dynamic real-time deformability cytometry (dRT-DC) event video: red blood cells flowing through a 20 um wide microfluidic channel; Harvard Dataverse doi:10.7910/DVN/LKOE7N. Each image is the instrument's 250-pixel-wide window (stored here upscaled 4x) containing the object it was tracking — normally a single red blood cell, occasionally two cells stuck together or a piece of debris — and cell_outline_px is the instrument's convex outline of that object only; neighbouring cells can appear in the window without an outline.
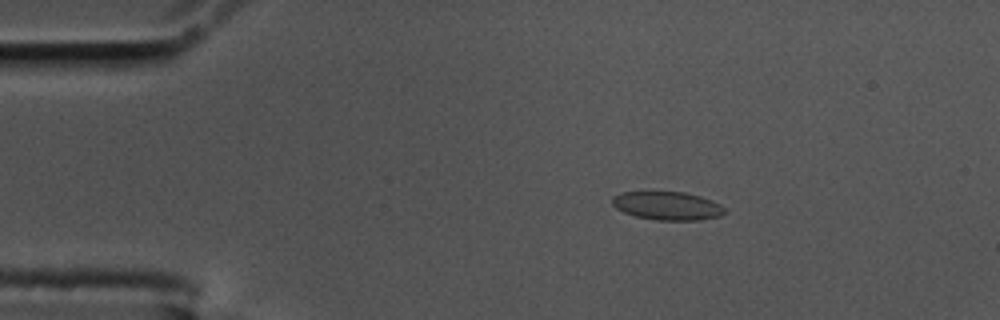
{"species": "common noctule bat (a hibernating species)", "species_latin": "Nyctalus noctula", "temperature_condition": "cold", "stored_images_in_passage": 11, "camera_frame_rate_fps": 3000, "um_per_image_px": 0.085, "animal": {"sex": "male", "body_mass_g": 17.5, "forearm_length_mm": 52.3}, "frame": {"image": 1, "passage_image": 1, "time_ms": 0.0, "image_size_px": [1000, 320], "cell_outline_px": [[724, 212], [720, 216], [700, 220], [656, 220], [636, 216], [624, 212], [616, 208], [612, 204], [612, 196], [624, 192], [684, 192], [700, 196], [712, 200], [720, 204], [724, 208]], "centroid_in_image_um": [56.72, 17.49], "position_along_channel_um": 28.3, "area_um2": 18.5}}
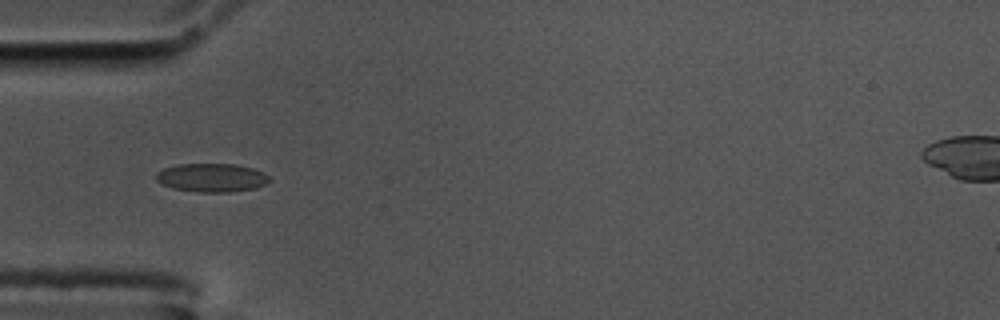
{"frame": {"image": 2, "passage_image": 9, "time_ms": 2.667, "image_size_px": [1000, 320], "cell_outline_px": [[272, 180], [264, 184], [252, 188], [228, 192], [200, 192], [172, 188], [156, 180], [156, 172], [164, 168], [176, 164], [236, 164], [252, 168], [268, 176]], "centroid_in_image_um": [17.95, 15.09], "position_along_channel_um": 67.0, "area_um2": 18.61}}